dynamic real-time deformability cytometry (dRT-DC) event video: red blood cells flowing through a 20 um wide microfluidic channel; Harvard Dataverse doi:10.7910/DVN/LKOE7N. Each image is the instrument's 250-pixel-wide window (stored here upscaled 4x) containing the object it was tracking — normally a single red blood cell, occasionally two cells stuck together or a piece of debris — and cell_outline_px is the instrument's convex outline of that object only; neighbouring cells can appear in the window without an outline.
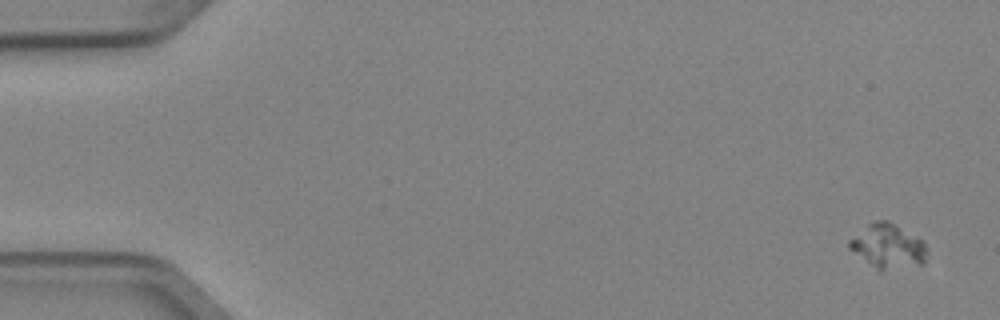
{"species": "Egyptian fruit bat (a non-hibernating species)", "species_latin": "Rousettus aegyptiacus", "temperature_condition": "cold", "stored_images_in_passage": 6, "segment_of_instrument_passage": [2, 2], "camera_frame_rate_fps": 3000, "um_per_image_px": 0.085, "animal": {"sex": "female"}, "frame": {"image": 1, "passage_image": 6, "time_ms": 1.667, "image_size_px": [1000, 320], "cell_outline_px": [[928, 252], [924, 264], [880, 272], [848, 248], [848, 240], [868, 224], [876, 220], [888, 220], [920, 240], [928, 248]], "centroid_in_image_um": [75.47, 20.96], "position_along_channel_um": 9.5, "area_um2": 20.06}}